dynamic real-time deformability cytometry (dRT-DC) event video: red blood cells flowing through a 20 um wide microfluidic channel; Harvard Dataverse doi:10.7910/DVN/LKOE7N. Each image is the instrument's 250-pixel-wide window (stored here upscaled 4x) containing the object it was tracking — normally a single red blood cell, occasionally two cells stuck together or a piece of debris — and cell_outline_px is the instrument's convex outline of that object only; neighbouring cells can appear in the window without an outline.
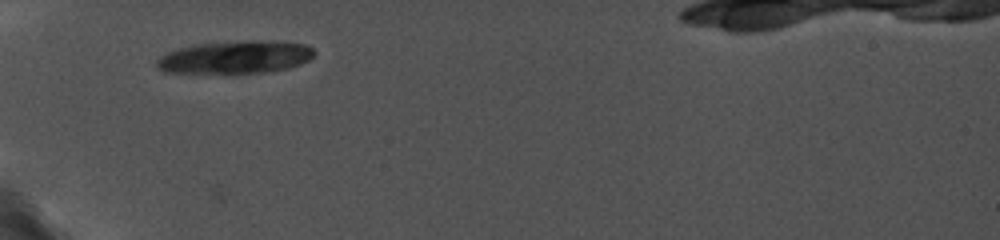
{"species": "common noctule bat (a hibernating species)", "species_latin": "Nyctalus noctula", "temperature_condition": "cold", "stored_images_in_passage": 2, "camera_frame_rate_fps": 5000, "um_per_image_px": 0.085, "animal": {"sex": "female", "body_mass_g": 19.0, "forearm_length_mm": 56.7}, "frame": {"image": 1, "passage_image": 2, "time_ms": 1.0, "image_size_px": [1000, 240], "cell_outline_px": [[316, 52], [308, 60], [300, 64], [288, 68], [268, 72], [232, 76], [168, 72], [156, 68], [156, 60], [160, 56], [168, 52], [180, 48], [196, 44], [248, 40], [276, 40], [304, 44], [312, 48]], "centroid_in_image_um": [19.99, 4.9], "position_along_channel_um": 65.0, "area_um2": 31.27}}